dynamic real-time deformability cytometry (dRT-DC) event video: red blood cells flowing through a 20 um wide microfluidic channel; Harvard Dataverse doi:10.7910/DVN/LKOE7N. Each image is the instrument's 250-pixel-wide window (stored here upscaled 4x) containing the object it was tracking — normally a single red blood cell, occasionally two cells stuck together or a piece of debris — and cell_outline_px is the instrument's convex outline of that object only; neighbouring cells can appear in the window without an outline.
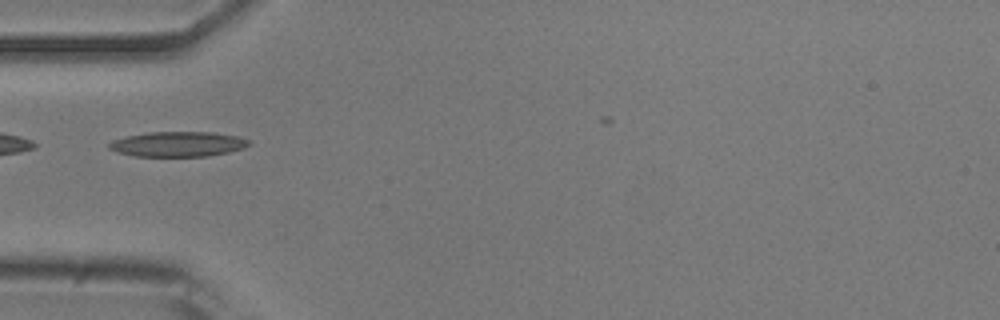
{"species": "common noctule bat (a hibernating species)", "species_latin": "Nyctalus noctula", "temperature_condition": "room temperature", "stored_images_in_passage": 26, "camera_frame_rate_fps": 3000, "um_per_image_px": 0.085, "animal": {"sex": "male", "body_mass_g": 20.5, "forearm_length_mm": 52.5}, "frame": {"image": 1, "passage_image": 1, "time_ms": 0.0, "image_size_px": [1000, 320], "cell_outline_px": [[252, 144], [244, 148], [228, 152], [208, 156], [136, 156], [116, 152], [108, 148], [108, 144], [112, 140], [128, 136], [148, 132], [212, 132], [236, 136], [252, 140]], "centroid_in_image_um": [15.15, 12.25], "position_along_channel_um": 69.9, "area_um2": 20.46}}
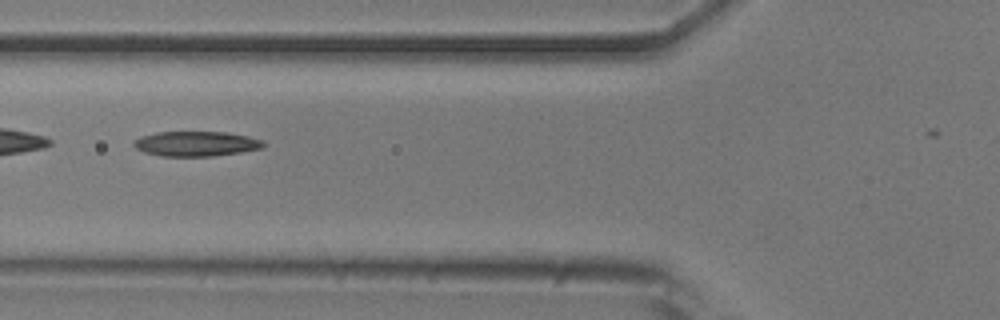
{"frame": {"image": 2, "passage_image": 4, "time_ms": 1.0, "image_size_px": [1000, 320], "cell_outline_px": [[268, 144], [264, 148], [240, 152], [212, 156], [160, 156], [144, 152], [136, 148], [132, 144], [132, 140], [140, 136], [156, 132], [228, 132], [248, 136], [264, 140]], "centroid_in_image_um": [16.69, 12.21], "position_along_channel_um": 109.1, "area_um2": 19.13}, "authors_computed_cell_mechanics": {"area_um2": 18.0914, "velocity_mm_per_s": 3.9377, "shape_relaxation_time_tau1_ms": 1.3343, "shape_relaxation_time_tau2_ms": 1.7841, "deformation_change_tau1": 0.0939, "deformation_change_tau2": 0.0728}}